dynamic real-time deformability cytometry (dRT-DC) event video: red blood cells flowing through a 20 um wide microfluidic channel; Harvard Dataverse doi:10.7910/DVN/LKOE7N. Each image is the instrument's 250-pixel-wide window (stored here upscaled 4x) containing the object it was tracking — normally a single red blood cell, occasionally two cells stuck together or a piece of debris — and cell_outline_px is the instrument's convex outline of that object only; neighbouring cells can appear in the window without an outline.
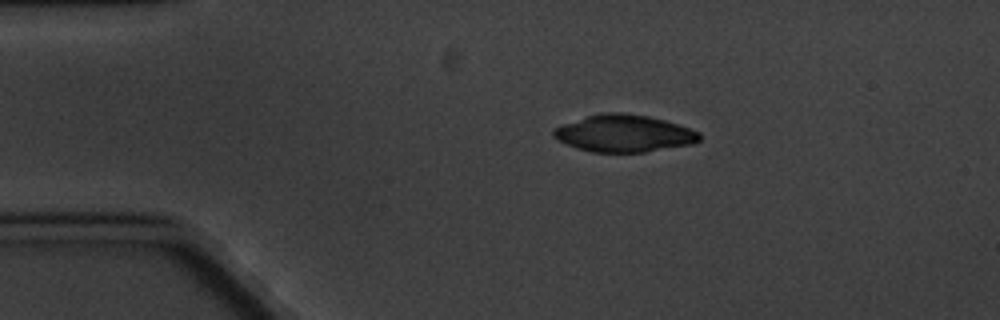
{"species": "common noctule bat (a hibernating species)", "species_latin": "Nyctalus noctula", "temperature_condition": "cold", "stored_images_in_passage": 4, "camera_frame_rate_fps": 3000, "um_per_image_px": 0.085, "animal": {"sex": "male", "body_mass_g": 20.1, "forearm_length_mm": 53.5}, "frame": {"image": 1, "passage_image": 3, "time_ms": 2.333, "image_size_px": [1000, 320], "cell_outline_px": [[700, 140], [692, 144], [644, 152], [592, 152], [576, 148], [552, 136], [552, 132], [556, 128], [564, 124], [588, 116], [604, 112], [624, 112], [648, 116], [664, 120], [700, 132]], "centroid_in_image_um": [53.06, 11.34], "position_along_channel_um": 31.9, "area_um2": 31.21}}